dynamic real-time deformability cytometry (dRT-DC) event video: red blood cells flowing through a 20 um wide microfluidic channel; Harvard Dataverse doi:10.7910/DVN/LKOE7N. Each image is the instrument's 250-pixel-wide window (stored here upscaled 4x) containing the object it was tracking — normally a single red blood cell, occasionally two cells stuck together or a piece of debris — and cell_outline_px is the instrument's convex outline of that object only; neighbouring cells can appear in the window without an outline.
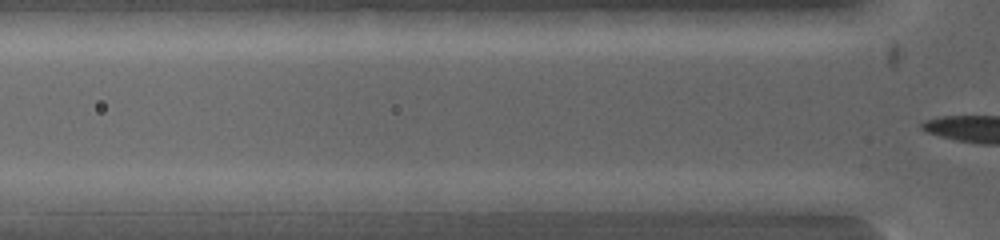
{"species": "common noctule bat (a hibernating species)", "species_latin": "Nyctalus noctula", "temperature_condition": "warm", "stored_images_in_passage": 5, "segment_of_instrument_passage": [1, 2], "camera_frame_rate_fps": 5000, "um_per_image_px": 0.085, "animal": {"sex": "female", "body_mass_g": 19.0, "forearm_length_mm": 53.3}, "frame": {"image": 1, "passage_image": 4, "time_ms": 1.4, "image_size_px": [1000, 240], "cell_outline_px": [[384, 200], [380, 212], [308, 212], [284, 204], [276, 196], [276, 192], [360, 192], [380, 196]], "centroid_in_image_um": [28.24, 17.14], "position_along_channel_um": 97.6, "area_um2": 13.58}}